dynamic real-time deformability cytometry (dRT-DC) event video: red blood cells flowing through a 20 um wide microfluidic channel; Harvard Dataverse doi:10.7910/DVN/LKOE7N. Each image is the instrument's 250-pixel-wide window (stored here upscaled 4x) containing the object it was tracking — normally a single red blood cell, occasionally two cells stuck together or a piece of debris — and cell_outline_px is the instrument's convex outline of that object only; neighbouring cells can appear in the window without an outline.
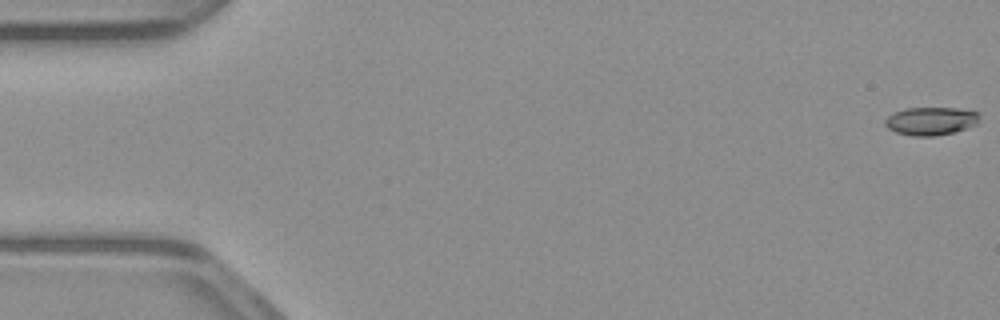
{"species": "common noctule bat (a hibernating species)", "species_latin": "Nyctalus noctula", "temperature_condition": "warm", "stored_images_in_passage": 53, "camera_frame_rate_fps": 3000, "um_per_image_px": 0.085, "animal": {"sex": "male", "body_mass_g": 23.1, "forearm_length_mm": 52.7}, "frame": {"image": 1, "passage_image": 1, "time_ms": 0.0, "image_size_px": [1000, 320], "cell_outline_px": [[980, 120], [976, 124], [968, 128], [956, 132], [932, 136], [912, 136], [896, 132], [888, 128], [884, 124], [884, 120], [892, 112], [904, 108], [956, 108], [980, 112]], "centroid_in_image_um": [79.13, 10.28], "position_along_channel_um": 5.9, "area_um2": 15.72}}
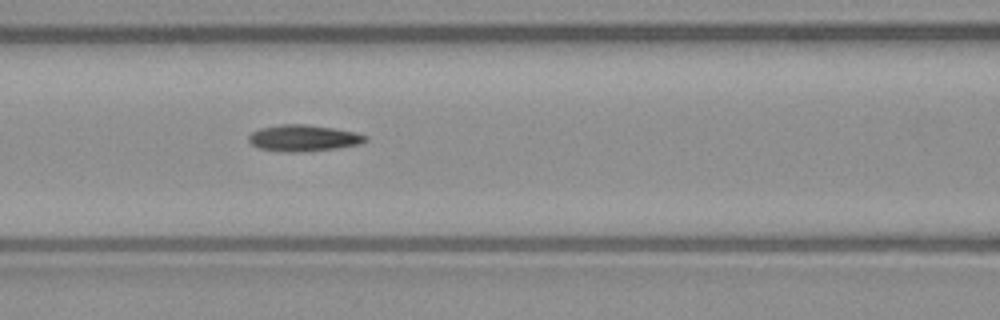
{"frame": {"image": 2, "passage_image": 23, "time_ms": 7.333, "image_size_px": [1000, 320], "cell_outline_px": [[368, 140], [360, 144], [336, 148], [304, 152], [284, 152], [260, 148], [252, 144], [248, 140], [248, 136], [252, 132], [260, 128], [280, 124], [308, 124], [356, 132], [368, 136]], "centroid_in_image_um": [25.81, 11.73], "position_along_channel_um": 140.8, "area_um2": 18.03}}
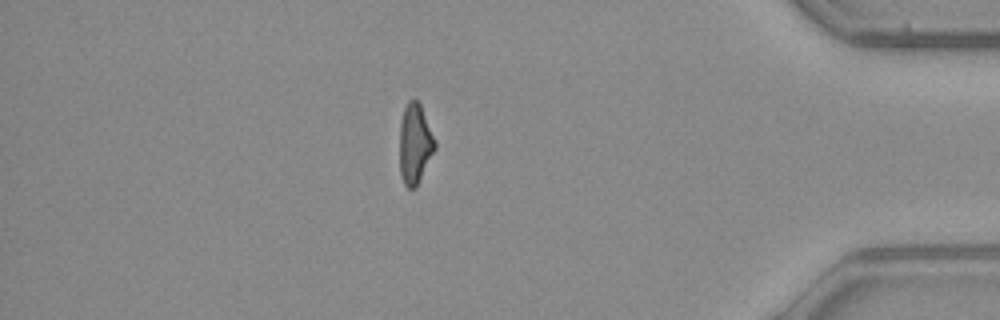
{"frame": {"image": 3, "passage_image": 46, "time_ms": 15.0, "image_size_px": [1000, 320], "cell_outline_px": [[436, 148], [416, 188], [408, 188], [404, 184], [400, 176], [400, 120], [404, 108], [408, 100], [416, 100], [420, 104], [436, 140]], "centroid_in_image_um": [35.27, 12.24], "position_along_channel_um": 399.9, "area_um2": 16.59}, "authors_computed_cell_mechanics": {"area_um2": 17.1088, "velocity_mm_per_s": 3.9399, "shape_relaxation_time_tau1_ms": null, "shape_relaxation_time_tau2_ms": 6.2807, "deformation_change_tau1": null, "deformation_change_tau2": 0.1636}}